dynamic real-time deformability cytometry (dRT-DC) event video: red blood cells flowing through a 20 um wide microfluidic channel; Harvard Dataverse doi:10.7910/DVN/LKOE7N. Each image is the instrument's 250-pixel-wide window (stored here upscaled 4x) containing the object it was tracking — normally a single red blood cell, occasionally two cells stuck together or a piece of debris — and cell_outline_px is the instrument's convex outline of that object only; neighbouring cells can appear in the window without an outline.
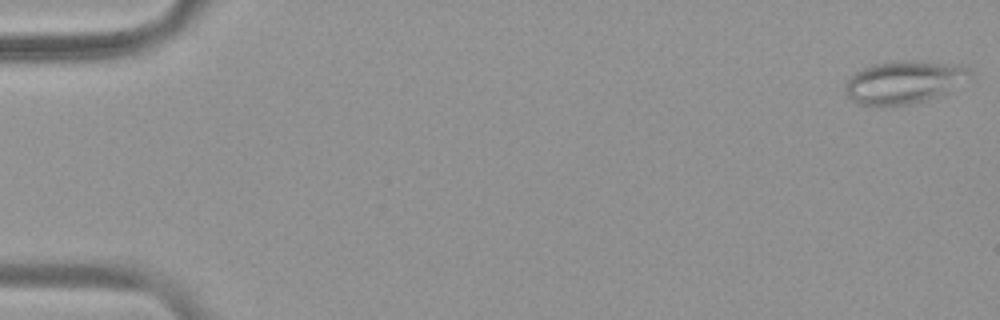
{"species": "common noctule bat (a hibernating species)", "species_latin": "Nyctalus noctula", "temperature_condition": "warm", "stored_images_in_passage": 53, "camera_frame_rate_fps": 3000, "um_per_image_px": 0.085, "animal": {"sex": "female", "body_mass_g": 19.9}, "frame": {"image": 1, "passage_image": 1, "time_ms": 0.0, "image_size_px": [1000, 320], "cell_outline_px": [[976, 76], [948, 92], [940, 96], [908, 104], [880, 108], [860, 104], [852, 100], [848, 96], [844, 88], [848, 80], [856, 72], [872, 64], [896, 60], [916, 60], [964, 64], [972, 68]], "centroid_in_image_um": [76.95, 6.97], "position_along_channel_um": 8.1, "area_um2": 32.19}}
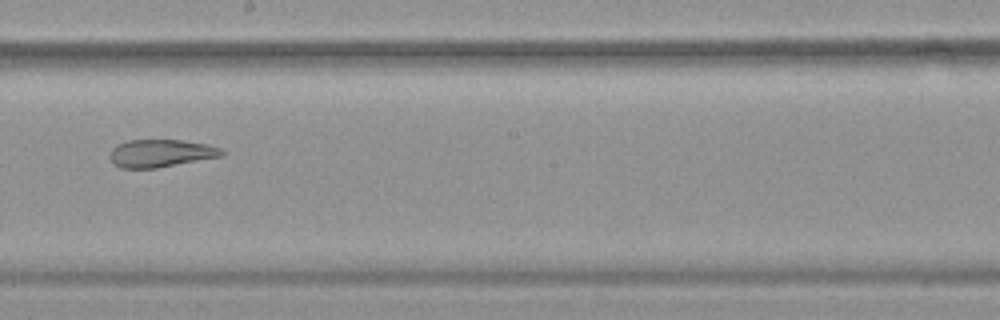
{"frame": {"image": 2, "passage_image": 31, "time_ms": 10.0, "image_size_px": [1000, 320], "cell_outline_px": [[224, 156], [156, 168], [120, 168], [112, 164], [108, 156], [112, 148], [116, 144], [128, 140], [180, 140], [208, 144], [220, 148], [224, 152]], "centroid_in_image_um": [13.63, 13.03], "position_along_channel_um": 234.6, "area_um2": 18.26}}
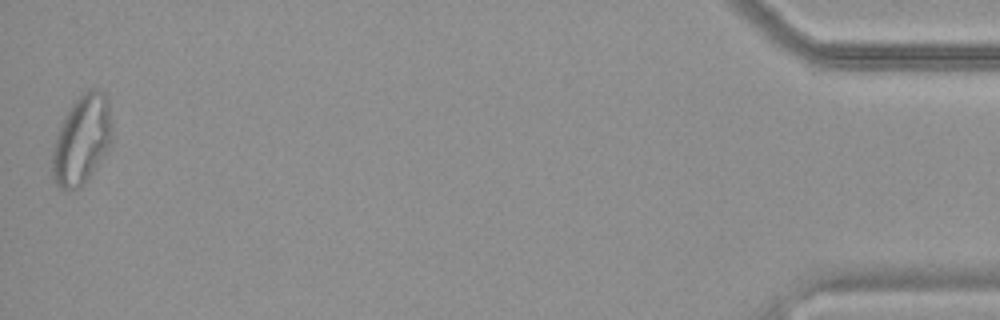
{"frame": {"image": 3, "passage_image": 53, "time_ms": 17.333, "image_size_px": [1000, 320], "cell_outline_px": [[112, 140], [108, 148], [84, 184], [76, 188], [60, 188], [56, 184], [52, 176], [52, 152], [56, 136], [60, 124], [64, 116], [72, 104], [88, 88], [100, 88], [104, 92], [108, 100], [112, 124]], "centroid_in_image_um": [6.96, 11.83], "position_along_channel_um": 428.2, "area_um2": 30.92}, "authors_computed_cell_mechanics": {"area_um2": 26.4146, "velocity_mm_per_s": 3.8164, "shape_relaxation_time_tau1_ms": null, "shape_relaxation_time_tau2_ms": 3.0811, "deformation_change_tau1": null, "deformation_change_tau2": 0.1108}}